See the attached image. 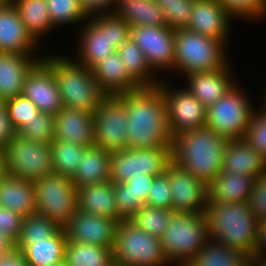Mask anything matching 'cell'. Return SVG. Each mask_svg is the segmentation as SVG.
Here are the masks:
<instances>
[{
  "instance_id": "1",
  "label": "cell",
  "mask_w": 266,
  "mask_h": 266,
  "mask_svg": "<svg viewBox=\"0 0 266 266\" xmlns=\"http://www.w3.org/2000/svg\"><path fill=\"white\" fill-rule=\"evenodd\" d=\"M117 96L126 106L128 148L172 146L173 136L159 86L141 87Z\"/></svg>"
},
{
  "instance_id": "2",
  "label": "cell",
  "mask_w": 266,
  "mask_h": 266,
  "mask_svg": "<svg viewBox=\"0 0 266 266\" xmlns=\"http://www.w3.org/2000/svg\"><path fill=\"white\" fill-rule=\"evenodd\" d=\"M227 142L207 127L181 132L173 137L172 162L208 186L222 172Z\"/></svg>"
},
{
  "instance_id": "3",
  "label": "cell",
  "mask_w": 266,
  "mask_h": 266,
  "mask_svg": "<svg viewBox=\"0 0 266 266\" xmlns=\"http://www.w3.org/2000/svg\"><path fill=\"white\" fill-rule=\"evenodd\" d=\"M212 241L240 250L249 256L254 254L256 216L248 203L208 202L205 210Z\"/></svg>"
},
{
  "instance_id": "4",
  "label": "cell",
  "mask_w": 266,
  "mask_h": 266,
  "mask_svg": "<svg viewBox=\"0 0 266 266\" xmlns=\"http://www.w3.org/2000/svg\"><path fill=\"white\" fill-rule=\"evenodd\" d=\"M51 68L60 92L62 106L94 113L107 94L86 66L61 56L42 58Z\"/></svg>"
},
{
  "instance_id": "5",
  "label": "cell",
  "mask_w": 266,
  "mask_h": 266,
  "mask_svg": "<svg viewBox=\"0 0 266 266\" xmlns=\"http://www.w3.org/2000/svg\"><path fill=\"white\" fill-rule=\"evenodd\" d=\"M89 20L80 36L79 60L77 63L91 69L130 38V25L114 13L101 14Z\"/></svg>"
},
{
  "instance_id": "6",
  "label": "cell",
  "mask_w": 266,
  "mask_h": 266,
  "mask_svg": "<svg viewBox=\"0 0 266 266\" xmlns=\"http://www.w3.org/2000/svg\"><path fill=\"white\" fill-rule=\"evenodd\" d=\"M160 240L167 260L185 266L211 240L206 215L174 213Z\"/></svg>"
},
{
  "instance_id": "7",
  "label": "cell",
  "mask_w": 266,
  "mask_h": 266,
  "mask_svg": "<svg viewBox=\"0 0 266 266\" xmlns=\"http://www.w3.org/2000/svg\"><path fill=\"white\" fill-rule=\"evenodd\" d=\"M112 252L115 266H162L169 263L160 238L151 236L131 220L117 224Z\"/></svg>"
},
{
  "instance_id": "8",
  "label": "cell",
  "mask_w": 266,
  "mask_h": 266,
  "mask_svg": "<svg viewBox=\"0 0 266 266\" xmlns=\"http://www.w3.org/2000/svg\"><path fill=\"white\" fill-rule=\"evenodd\" d=\"M174 39V67L186 75L221 69L227 63L223 52L224 43L220 40L203 36L187 28L174 30Z\"/></svg>"
},
{
  "instance_id": "9",
  "label": "cell",
  "mask_w": 266,
  "mask_h": 266,
  "mask_svg": "<svg viewBox=\"0 0 266 266\" xmlns=\"http://www.w3.org/2000/svg\"><path fill=\"white\" fill-rule=\"evenodd\" d=\"M33 184L36 213L64 227L77 211V187L71 178L52 172Z\"/></svg>"
},
{
  "instance_id": "10",
  "label": "cell",
  "mask_w": 266,
  "mask_h": 266,
  "mask_svg": "<svg viewBox=\"0 0 266 266\" xmlns=\"http://www.w3.org/2000/svg\"><path fill=\"white\" fill-rule=\"evenodd\" d=\"M235 85L206 110L205 127L228 140L244 139L255 112Z\"/></svg>"
},
{
  "instance_id": "11",
  "label": "cell",
  "mask_w": 266,
  "mask_h": 266,
  "mask_svg": "<svg viewBox=\"0 0 266 266\" xmlns=\"http://www.w3.org/2000/svg\"><path fill=\"white\" fill-rule=\"evenodd\" d=\"M4 151L7 175L34 182L53 172L50 144L17 134Z\"/></svg>"
},
{
  "instance_id": "12",
  "label": "cell",
  "mask_w": 266,
  "mask_h": 266,
  "mask_svg": "<svg viewBox=\"0 0 266 266\" xmlns=\"http://www.w3.org/2000/svg\"><path fill=\"white\" fill-rule=\"evenodd\" d=\"M171 148L172 146L127 148L112 152L110 181L126 183L139 174H148L153 177L162 175L172 161Z\"/></svg>"
},
{
  "instance_id": "13",
  "label": "cell",
  "mask_w": 266,
  "mask_h": 266,
  "mask_svg": "<svg viewBox=\"0 0 266 266\" xmlns=\"http://www.w3.org/2000/svg\"><path fill=\"white\" fill-rule=\"evenodd\" d=\"M93 116L95 146L110 152L128 148L126 106L117 95H107Z\"/></svg>"
},
{
  "instance_id": "14",
  "label": "cell",
  "mask_w": 266,
  "mask_h": 266,
  "mask_svg": "<svg viewBox=\"0 0 266 266\" xmlns=\"http://www.w3.org/2000/svg\"><path fill=\"white\" fill-rule=\"evenodd\" d=\"M158 86L164 97L169 130L173 137L187 130L205 127L207 108L194 95L187 89L175 92L162 83Z\"/></svg>"
},
{
  "instance_id": "15",
  "label": "cell",
  "mask_w": 266,
  "mask_h": 266,
  "mask_svg": "<svg viewBox=\"0 0 266 266\" xmlns=\"http://www.w3.org/2000/svg\"><path fill=\"white\" fill-rule=\"evenodd\" d=\"M174 213L204 214L208 203V186L172 161L166 171Z\"/></svg>"
},
{
  "instance_id": "16",
  "label": "cell",
  "mask_w": 266,
  "mask_h": 266,
  "mask_svg": "<svg viewBox=\"0 0 266 266\" xmlns=\"http://www.w3.org/2000/svg\"><path fill=\"white\" fill-rule=\"evenodd\" d=\"M130 38L144 53L148 64L156 68H174V30L168 26H136L130 29Z\"/></svg>"
},
{
  "instance_id": "17",
  "label": "cell",
  "mask_w": 266,
  "mask_h": 266,
  "mask_svg": "<svg viewBox=\"0 0 266 266\" xmlns=\"http://www.w3.org/2000/svg\"><path fill=\"white\" fill-rule=\"evenodd\" d=\"M22 94L32 101L40 112L56 115L63 108L56 78L43 59L27 73Z\"/></svg>"
},
{
  "instance_id": "18",
  "label": "cell",
  "mask_w": 266,
  "mask_h": 266,
  "mask_svg": "<svg viewBox=\"0 0 266 266\" xmlns=\"http://www.w3.org/2000/svg\"><path fill=\"white\" fill-rule=\"evenodd\" d=\"M118 223L117 220L77 210L63 228L67 242L113 247Z\"/></svg>"
},
{
  "instance_id": "19",
  "label": "cell",
  "mask_w": 266,
  "mask_h": 266,
  "mask_svg": "<svg viewBox=\"0 0 266 266\" xmlns=\"http://www.w3.org/2000/svg\"><path fill=\"white\" fill-rule=\"evenodd\" d=\"M230 17L218 0H195L187 29L225 43Z\"/></svg>"
},
{
  "instance_id": "20",
  "label": "cell",
  "mask_w": 266,
  "mask_h": 266,
  "mask_svg": "<svg viewBox=\"0 0 266 266\" xmlns=\"http://www.w3.org/2000/svg\"><path fill=\"white\" fill-rule=\"evenodd\" d=\"M93 113L63 107L55 115L54 140L94 146Z\"/></svg>"
},
{
  "instance_id": "21",
  "label": "cell",
  "mask_w": 266,
  "mask_h": 266,
  "mask_svg": "<svg viewBox=\"0 0 266 266\" xmlns=\"http://www.w3.org/2000/svg\"><path fill=\"white\" fill-rule=\"evenodd\" d=\"M35 43L13 3L0 7V52L31 55Z\"/></svg>"
},
{
  "instance_id": "22",
  "label": "cell",
  "mask_w": 266,
  "mask_h": 266,
  "mask_svg": "<svg viewBox=\"0 0 266 266\" xmlns=\"http://www.w3.org/2000/svg\"><path fill=\"white\" fill-rule=\"evenodd\" d=\"M222 172L253 178L266 173V158L245 139L228 140L224 151Z\"/></svg>"
},
{
  "instance_id": "23",
  "label": "cell",
  "mask_w": 266,
  "mask_h": 266,
  "mask_svg": "<svg viewBox=\"0 0 266 266\" xmlns=\"http://www.w3.org/2000/svg\"><path fill=\"white\" fill-rule=\"evenodd\" d=\"M91 72L107 95H118L141 88L129 75L117 51L95 64Z\"/></svg>"
},
{
  "instance_id": "24",
  "label": "cell",
  "mask_w": 266,
  "mask_h": 266,
  "mask_svg": "<svg viewBox=\"0 0 266 266\" xmlns=\"http://www.w3.org/2000/svg\"><path fill=\"white\" fill-rule=\"evenodd\" d=\"M41 59L0 52V97L4 101L22 94L27 73Z\"/></svg>"
},
{
  "instance_id": "25",
  "label": "cell",
  "mask_w": 266,
  "mask_h": 266,
  "mask_svg": "<svg viewBox=\"0 0 266 266\" xmlns=\"http://www.w3.org/2000/svg\"><path fill=\"white\" fill-rule=\"evenodd\" d=\"M228 66L226 64L221 69L187 74V90L206 108L214 104L234 86L233 81H230Z\"/></svg>"
},
{
  "instance_id": "26",
  "label": "cell",
  "mask_w": 266,
  "mask_h": 266,
  "mask_svg": "<svg viewBox=\"0 0 266 266\" xmlns=\"http://www.w3.org/2000/svg\"><path fill=\"white\" fill-rule=\"evenodd\" d=\"M77 210L119 222L114 183L106 181L77 188Z\"/></svg>"
},
{
  "instance_id": "27",
  "label": "cell",
  "mask_w": 266,
  "mask_h": 266,
  "mask_svg": "<svg viewBox=\"0 0 266 266\" xmlns=\"http://www.w3.org/2000/svg\"><path fill=\"white\" fill-rule=\"evenodd\" d=\"M112 152L97 146L87 147L71 179L77 187L110 181Z\"/></svg>"
},
{
  "instance_id": "28",
  "label": "cell",
  "mask_w": 266,
  "mask_h": 266,
  "mask_svg": "<svg viewBox=\"0 0 266 266\" xmlns=\"http://www.w3.org/2000/svg\"><path fill=\"white\" fill-rule=\"evenodd\" d=\"M254 178L221 172L208 185V202L248 203Z\"/></svg>"
},
{
  "instance_id": "29",
  "label": "cell",
  "mask_w": 266,
  "mask_h": 266,
  "mask_svg": "<svg viewBox=\"0 0 266 266\" xmlns=\"http://www.w3.org/2000/svg\"><path fill=\"white\" fill-rule=\"evenodd\" d=\"M0 207L10 208L24 217L36 214L33 182L6 175L0 180Z\"/></svg>"
},
{
  "instance_id": "30",
  "label": "cell",
  "mask_w": 266,
  "mask_h": 266,
  "mask_svg": "<svg viewBox=\"0 0 266 266\" xmlns=\"http://www.w3.org/2000/svg\"><path fill=\"white\" fill-rule=\"evenodd\" d=\"M118 10L109 11L122 18L130 27L167 26L163 11L155 0H117Z\"/></svg>"
},
{
  "instance_id": "31",
  "label": "cell",
  "mask_w": 266,
  "mask_h": 266,
  "mask_svg": "<svg viewBox=\"0 0 266 266\" xmlns=\"http://www.w3.org/2000/svg\"><path fill=\"white\" fill-rule=\"evenodd\" d=\"M67 235L61 227L52 237L34 241L22 252L28 266H51L64 260Z\"/></svg>"
},
{
  "instance_id": "32",
  "label": "cell",
  "mask_w": 266,
  "mask_h": 266,
  "mask_svg": "<svg viewBox=\"0 0 266 266\" xmlns=\"http://www.w3.org/2000/svg\"><path fill=\"white\" fill-rule=\"evenodd\" d=\"M248 260V254L210 240L185 266H248Z\"/></svg>"
},
{
  "instance_id": "33",
  "label": "cell",
  "mask_w": 266,
  "mask_h": 266,
  "mask_svg": "<svg viewBox=\"0 0 266 266\" xmlns=\"http://www.w3.org/2000/svg\"><path fill=\"white\" fill-rule=\"evenodd\" d=\"M113 247L67 242L64 261L67 266H115Z\"/></svg>"
},
{
  "instance_id": "34",
  "label": "cell",
  "mask_w": 266,
  "mask_h": 266,
  "mask_svg": "<svg viewBox=\"0 0 266 266\" xmlns=\"http://www.w3.org/2000/svg\"><path fill=\"white\" fill-rule=\"evenodd\" d=\"M27 31L38 41L53 27L46 0H12Z\"/></svg>"
},
{
  "instance_id": "35",
  "label": "cell",
  "mask_w": 266,
  "mask_h": 266,
  "mask_svg": "<svg viewBox=\"0 0 266 266\" xmlns=\"http://www.w3.org/2000/svg\"><path fill=\"white\" fill-rule=\"evenodd\" d=\"M117 52L125 64V68L129 75L141 86V87H154L158 86L160 82L154 81L150 75H152V68L148 64L144 53L138 47V45L129 38L118 49Z\"/></svg>"
},
{
  "instance_id": "36",
  "label": "cell",
  "mask_w": 266,
  "mask_h": 266,
  "mask_svg": "<svg viewBox=\"0 0 266 266\" xmlns=\"http://www.w3.org/2000/svg\"><path fill=\"white\" fill-rule=\"evenodd\" d=\"M50 147L53 172L72 179L87 147L62 140H53Z\"/></svg>"
},
{
  "instance_id": "37",
  "label": "cell",
  "mask_w": 266,
  "mask_h": 266,
  "mask_svg": "<svg viewBox=\"0 0 266 266\" xmlns=\"http://www.w3.org/2000/svg\"><path fill=\"white\" fill-rule=\"evenodd\" d=\"M60 228L55 221L37 213L26 216L23 220L20 235L15 241V246L23 251L34 241L52 237Z\"/></svg>"
},
{
  "instance_id": "38",
  "label": "cell",
  "mask_w": 266,
  "mask_h": 266,
  "mask_svg": "<svg viewBox=\"0 0 266 266\" xmlns=\"http://www.w3.org/2000/svg\"><path fill=\"white\" fill-rule=\"evenodd\" d=\"M173 214L172 210L143 205L131 221L151 236L161 238L167 231Z\"/></svg>"
},
{
  "instance_id": "39",
  "label": "cell",
  "mask_w": 266,
  "mask_h": 266,
  "mask_svg": "<svg viewBox=\"0 0 266 266\" xmlns=\"http://www.w3.org/2000/svg\"><path fill=\"white\" fill-rule=\"evenodd\" d=\"M54 132L55 115L39 112L18 131V134L29 140L50 144L54 140Z\"/></svg>"
},
{
  "instance_id": "40",
  "label": "cell",
  "mask_w": 266,
  "mask_h": 266,
  "mask_svg": "<svg viewBox=\"0 0 266 266\" xmlns=\"http://www.w3.org/2000/svg\"><path fill=\"white\" fill-rule=\"evenodd\" d=\"M195 0H155L172 30L188 27Z\"/></svg>"
},
{
  "instance_id": "41",
  "label": "cell",
  "mask_w": 266,
  "mask_h": 266,
  "mask_svg": "<svg viewBox=\"0 0 266 266\" xmlns=\"http://www.w3.org/2000/svg\"><path fill=\"white\" fill-rule=\"evenodd\" d=\"M53 26L86 20L78 0H46Z\"/></svg>"
},
{
  "instance_id": "42",
  "label": "cell",
  "mask_w": 266,
  "mask_h": 266,
  "mask_svg": "<svg viewBox=\"0 0 266 266\" xmlns=\"http://www.w3.org/2000/svg\"><path fill=\"white\" fill-rule=\"evenodd\" d=\"M8 116L18 132L28 121L40 111L37 106L23 94L4 101Z\"/></svg>"
},
{
  "instance_id": "43",
  "label": "cell",
  "mask_w": 266,
  "mask_h": 266,
  "mask_svg": "<svg viewBox=\"0 0 266 266\" xmlns=\"http://www.w3.org/2000/svg\"><path fill=\"white\" fill-rule=\"evenodd\" d=\"M115 201L119 214V222L131 220L139 208L145 203L136 197L126 183H114Z\"/></svg>"
},
{
  "instance_id": "44",
  "label": "cell",
  "mask_w": 266,
  "mask_h": 266,
  "mask_svg": "<svg viewBox=\"0 0 266 266\" xmlns=\"http://www.w3.org/2000/svg\"><path fill=\"white\" fill-rule=\"evenodd\" d=\"M233 17L260 18L266 13V0H218Z\"/></svg>"
},
{
  "instance_id": "45",
  "label": "cell",
  "mask_w": 266,
  "mask_h": 266,
  "mask_svg": "<svg viewBox=\"0 0 266 266\" xmlns=\"http://www.w3.org/2000/svg\"><path fill=\"white\" fill-rule=\"evenodd\" d=\"M246 142L266 158V111L253 113L246 136Z\"/></svg>"
},
{
  "instance_id": "46",
  "label": "cell",
  "mask_w": 266,
  "mask_h": 266,
  "mask_svg": "<svg viewBox=\"0 0 266 266\" xmlns=\"http://www.w3.org/2000/svg\"><path fill=\"white\" fill-rule=\"evenodd\" d=\"M171 199L172 195L169 183V175L164 172L162 175L155 177L145 205L172 210Z\"/></svg>"
},
{
  "instance_id": "47",
  "label": "cell",
  "mask_w": 266,
  "mask_h": 266,
  "mask_svg": "<svg viewBox=\"0 0 266 266\" xmlns=\"http://www.w3.org/2000/svg\"><path fill=\"white\" fill-rule=\"evenodd\" d=\"M248 207L258 221L266 219V173L254 178Z\"/></svg>"
},
{
  "instance_id": "48",
  "label": "cell",
  "mask_w": 266,
  "mask_h": 266,
  "mask_svg": "<svg viewBox=\"0 0 266 266\" xmlns=\"http://www.w3.org/2000/svg\"><path fill=\"white\" fill-rule=\"evenodd\" d=\"M24 216L12 211L10 208L0 207V229L14 241L20 235Z\"/></svg>"
},
{
  "instance_id": "49",
  "label": "cell",
  "mask_w": 266,
  "mask_h": 266,
  "mask_svg": "<svg viewBox=\"0 0 266 266\" xmlns=\"http://www.w3.org/2000/svg\"><path fill=\"white\" fill-rule=\"evenodd\" d=\"M155 177L148 174H139L136 177L130 178L126 184L130 185L131 191L135 194L136 197L146 203L149 192L153 186Z\"/></svg>"
},
{
  "instance_id": "50",
  "label": "cell",
  "mask_w": 266,
  "mask_h": 266,
  "mask_svg": "<svg viewBox=\"0 0 266 266\" xmlns=\"http://www.w3.org/2000/svg\"><path fill=\"white\" fill-rule=\"evenodd\" d=\"M18 132L14 128L4 104L0 107V148L5 149Z\"/></svg>"
},
{
  "instance_id": "51",
  "label": "cell",
  "mask_w": 266,
  "mask_h": 266,
  "mask_svg": "<svg viewBox=\"0 0 266 266\" xmlns=\"http://www.w3.org/2000/svg\"><path fill=\"white\" fill-rule=\"evenodd\" d=\"M81 8L84 10L85 14L87 17L89 15H93L92 13L95 12L96 15L97 13L101 10L102 14H109L107 7L114 5L113 3H117V0H78ZM105 11H107L105 13Z\"/></svg>"
},
{
  "instance_id": "52",
  "label": "cell",
  "mask_w": 266,
  "mask_h": 266,
  "mask_svg": "<svg viewBox=\"0 0 266 266\" xmlns=\"http://www.w3.org/2000/svg\"><path fill=\"white\" fill-rule=\"evenodd\" d=\"M0 266H28L23 252L16 246L4 253H0Z\"/></svg>"
},
{
  "instance_id": "53",
  "label": "cell",
  "mask_w": 266,
  "mask_h": 266,
  "mask_svg": "<svg viewBox=\"0 0 266 266\" xmlns=\"http://www.w3.org/2000/svg\"><path fill=\"white\" fill-rule=\"evenodd\" d=\"M266 249V219L257 221L254 255H264Z\"/></svg>"
},
{
  "instance_id": "54",
  "label": "cell",
  "mask_w": 266,
  "mask_h": 266,
  "mask_svg": "<svg viewBox=\"0 0 266 266\" xmlns=\"http://www.w3.org/2000/svg\"><path fill=\"white\" fill-rule=\"evenodd\" d=\"M15 247V241L0 229V253L9 251Z\"/></svg>"
},
{
  "instance_id": "55",
  "label": "cell",
  "mask_w": 266,
  "mask_h": 266,
  "mask_svg": "<svg viewBox=\"0 0 266 266\" xmlns=\"http://www.w3.org/2000/svg\"><path fill=\"white\" fill-rule=\"evenodd\" d=\"M265 256H266V254L263 256L262 255H254V254L249 256L248 266H266V257Z\"/></svg>"
},
{
  "instance_id": "56",
  "label": "cell",
  "mask_w": 266,
  "mask_h": 266,
  "mask_svg": "<svg viewBox=\"0 0 266 266\" xmlns=\"http://www.w3.org/2000/svg\"><path fill=\"white\" fill-rule=\"evenodd\" d=\"M7 175L6 155L3 148H0V180Z\"/></svg>"
},
{
  "instance_id": "57",
  "label": "cell",
  "mask_w": 266,
  "mask_h": 266,
  "mask_svg": "<svg viewBox=\"0 0 266 266\" xmlns=\"http://www.w3.org/2000/svg\"><path fill=\"white\" fill-rule=\"evenodd\" d=\"M12 3V0H0V7L7 6Z\"/></svg>"
},
{
  "instance_id": "58",
  "label": "cell",
  "mask_w": 266,
  "mask_h": 266,
  "mask_svg": "<svg viewBox=\"0 0 266 266\" xmlns=\"http://www.w3.org/2000/svg\"><path fill=\"white\" fill-rule=\"evenodd\" d=\"M51 266H67L66 262L63 260L62 262L55 264V265H51Z\"/></svg>"
},
{
  "instance_id": "59",
  "label": "cell",
  "mask_w": 266,
  "mask_h": 266,
  "mask_svg": "<svg viewBox=\"0 0 266 266\" xmlns=\"http://www.w3.org/2000/svg\"><path fill=\"white\" fill-rule=\"evenodd\" d=\"M4 104V100L0 97V107Z\"/></svg>"
}]
</instances>
